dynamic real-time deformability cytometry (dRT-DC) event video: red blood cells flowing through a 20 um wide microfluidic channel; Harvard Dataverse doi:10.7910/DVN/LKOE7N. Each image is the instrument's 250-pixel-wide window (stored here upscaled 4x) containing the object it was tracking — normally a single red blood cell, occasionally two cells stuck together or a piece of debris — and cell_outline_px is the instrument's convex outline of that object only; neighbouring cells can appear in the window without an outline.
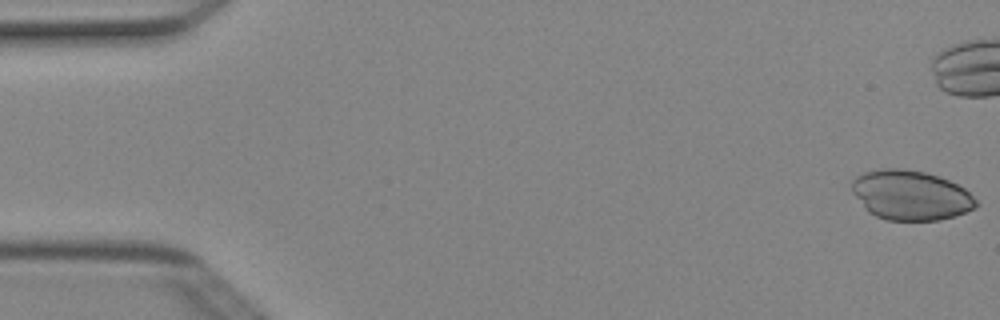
{"species": "Egyptian fruit bat (a non-hibernating species)", "species_latin": "Rousettus aegyptiacus", "temperature_condition": "cold", "stored_images_in_passage": 6, "camera_frame_rate_fps": 3000, "um_per_image_px": 0.085, "animal": {"sex": "female"}, "frame": {"image": 1, "passage_image": 1, "time_ms": 0.0, "image_size_px": [1000, 320], "cell_outline_px": [[980, 204], [976, 208], [956, 216], [940, 220], [888, 220], [876, 216], [868, 212], [864, 208], [852, 192], [852, 180], [856, 176], [864, 172], [880, 168], [904, 168], [924, 172], [940, 176], [964, 188]], "centroid_in_image_um": [77.41, 16.59], "position_along_channel_um": 7.6, "area_um2": 36.24}}